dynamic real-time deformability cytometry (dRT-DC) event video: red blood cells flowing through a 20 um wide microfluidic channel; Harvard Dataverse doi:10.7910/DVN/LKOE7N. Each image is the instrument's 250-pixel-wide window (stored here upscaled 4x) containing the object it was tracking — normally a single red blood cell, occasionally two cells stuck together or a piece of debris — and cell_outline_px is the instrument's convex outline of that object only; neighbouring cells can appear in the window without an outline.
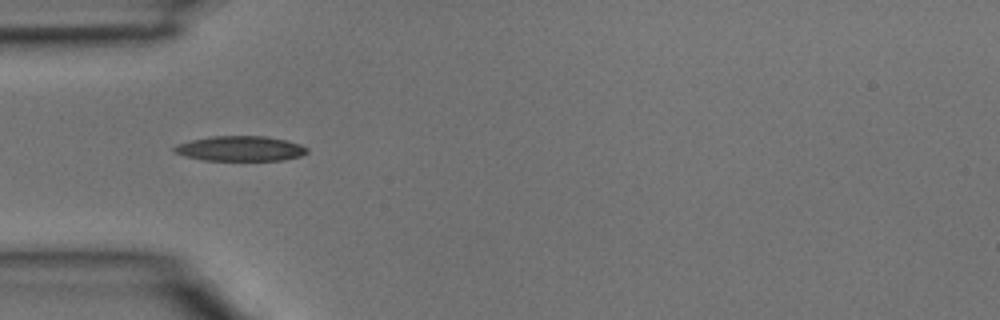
{"species": "common noctule bat (a hibernating species)", "species_latin": "Nyctalus noctula", "temperature_condition": "room temperature", "stored_images_in_passage": 4, "camera_frame_rate_fps": 3000, "um_per_image_px": 0.085, "animal": {"sex": "male", "body_mass_g": 15.6}, "frame": {"image": 1, "passage_image": 4, "time_ms": 1.0, "image_size_px": [1000, 320], "cell_outline_px": [[308, 152], [300, 156], [284, 160], [204, 160], [184, 156], [176, 152], [172, 148], [176, 144], [192, 140], [212, 136], [264, 136], [288, 140], [300, 144], [308, 148]], "centroid_in_image_um": [20.45, 12.62], "position_along_channel_um": 64.6, "area_um2": 19.36}}